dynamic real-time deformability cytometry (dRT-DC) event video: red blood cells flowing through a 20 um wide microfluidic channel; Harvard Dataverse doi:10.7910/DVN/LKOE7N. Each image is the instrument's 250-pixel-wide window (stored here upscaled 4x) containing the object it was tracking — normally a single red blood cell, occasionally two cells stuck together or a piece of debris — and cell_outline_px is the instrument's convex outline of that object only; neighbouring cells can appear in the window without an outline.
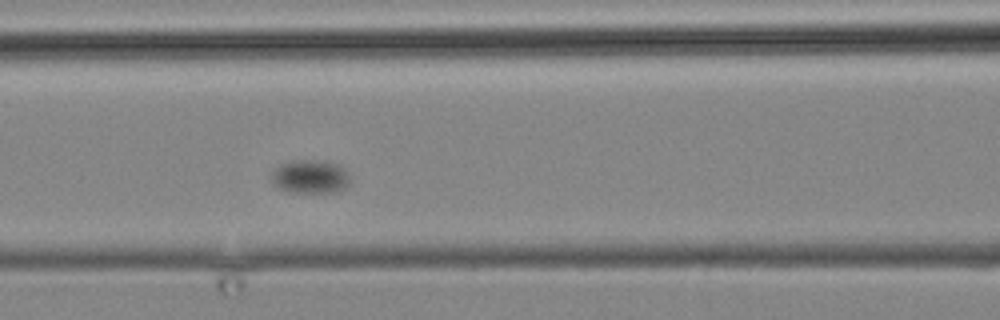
{"species": "common noctule bat (a hibernating species)", "species_latin": "Nyctalus noctula", "temperature_condition": "cold", "stored_images_in_passage": 4, "camera_frame_rate_fps": 3000, "um_per_image_px": 0.085, "animal": {"sex": "male", "body_mass_g": 19.2, "forearm_length_mm": 51.8}, "frame": {"image": 1, "passage_image": 4, "time_ms": 4.333, "image_size_px": [1000, 320], "cell_outline_px": [[348, 184], [344, 188], [336, 192], [288, 192], [272, 184], [272, 172], [280, 164], [292, 160], [316, 160], [336, 164], [344, 168], [348, 176]], "centroid_in_image_um": [26.33, 15.02], "position_along_channel_um": 140.3, "area_um2": 15.2}}